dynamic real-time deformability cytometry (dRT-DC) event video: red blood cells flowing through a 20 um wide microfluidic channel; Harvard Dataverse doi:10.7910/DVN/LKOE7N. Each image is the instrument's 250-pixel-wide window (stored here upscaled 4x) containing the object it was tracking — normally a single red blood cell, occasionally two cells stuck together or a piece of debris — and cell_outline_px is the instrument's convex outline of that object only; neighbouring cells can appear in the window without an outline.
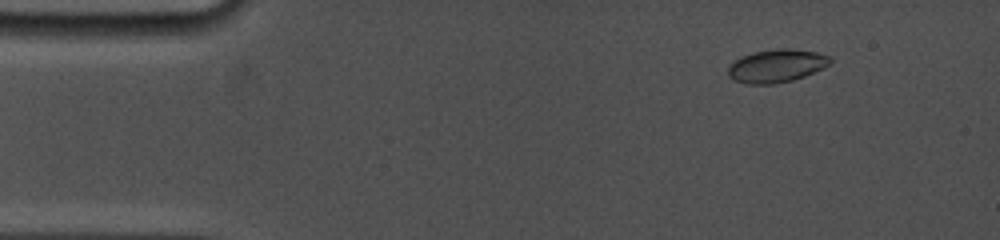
{"species": "common noctule bat (a hibernating species)", "species_latin": "Nyctalus noctula", "temperature_condition": "cold", "stored_images_in_passage": 17, "camera_frame_rate_fps": 5000, "um_per_image_px": 0.085, "animal": {"sex": "female", "body_mass_g": 19.0, "forearm_length_mm": 53.3}, "frame": {"image": 1, "passage_image": 4, "time_ms": 1.8, "image_size_px": [1000, 240], "cell_outline_px": [[832, 60], [824, 68], [804, 76], [792, 80], [772, 84], [748, 84], [736, 80], [728, 76], [728, 64], [740, 56], [756, 52], [776, 48], [788, 48], [816, 52], [828, 56]], "centroid_in_image_um": [65.97, 5.59], "position_along_channel_um": 19.0, "area_um2": 19.59}}
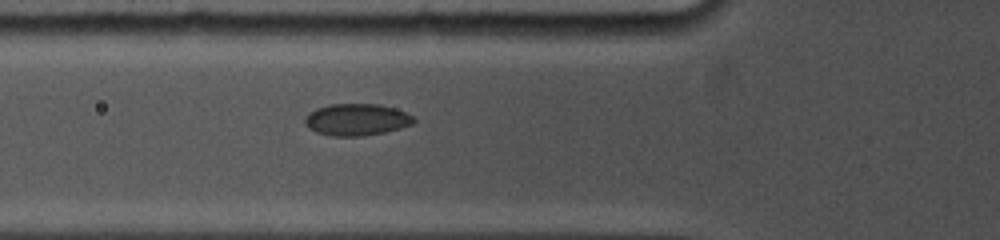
{"frame": {"image": 2, "passage_image": 14, "time_ms": 6.0, "image_size_px": [1000, 240], "cell_outline_px": [[416, 120], [412, 124], [400, 128], [384, 132], [364, 136], [332, 136], [316, 132], [308, 128], [304, 124], [304, 116], [316, 108], [328, 104], [380, 104], [396, 108], [412, 116]], "centroid_in_image_um": [30.28, 10.16], "position_along_channel_um": 95.5, "area_um2": 20.35}}
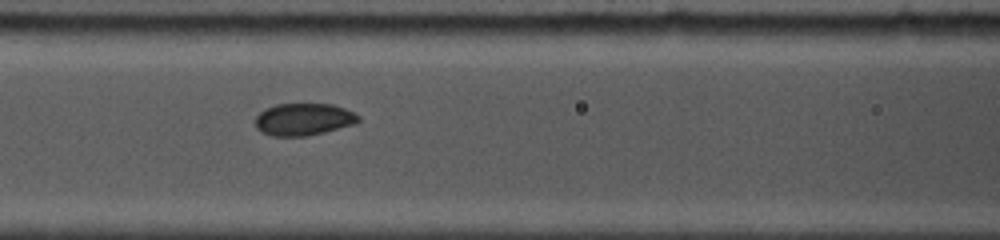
{"frame": {"image": 3, "passage_image": 17, "time_ms": 7.2, "image_size_px": [1000, 240], "cell_outline_px": [[360, 120], [356, 124], [308, 136], [272, 136], [260, 132], [256, 128], [256, 116], [264, 108], [276, 104], [332, 104], [344, 108], [360, 116]], "centroid_in_image_um": [25.79, 10.15], "position_along_channel_um": 140.8, "area_um2": 19.48}}